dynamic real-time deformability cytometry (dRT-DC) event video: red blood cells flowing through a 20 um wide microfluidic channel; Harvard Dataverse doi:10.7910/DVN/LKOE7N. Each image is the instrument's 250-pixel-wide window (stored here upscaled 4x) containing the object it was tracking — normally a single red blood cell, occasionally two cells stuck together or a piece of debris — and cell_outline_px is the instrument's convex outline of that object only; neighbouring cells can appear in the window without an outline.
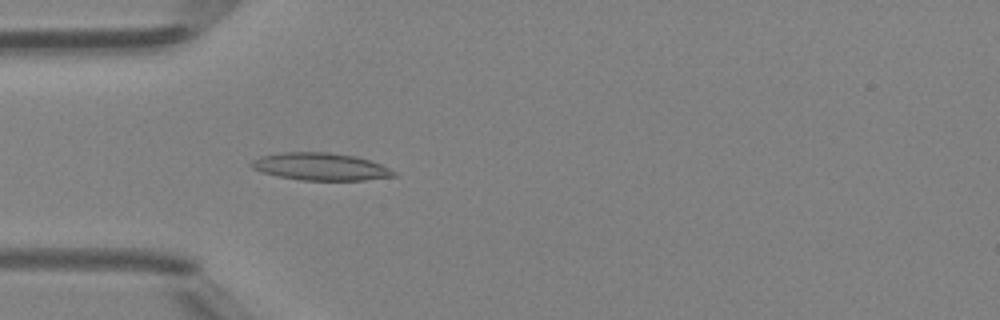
{"species": "Egyptian fruit bat (a non-hibernating species)", "species_latin": "Rousettus aegyptiacus", "temperature_condition": "room temperature", "stored_images_in_passage": 48, "camera_frame_rate_fps": 3000, "um_per_image_px": 0.085, "animal": {"sex": "female"}, "frame": {"image": 1, "passage_image": 15, "time_ms": 4.667, "image_size_px": [1000, 320], "cell_outline_px": [[396, 176], [364, 180], [300, 180], [280, 176], [264, 172], [252, 168], [248, 164], [252, 160], [260, 156], [280, 152], [328, 152], [356, 156], [380, 164], [396, 172]], "centroid_in_image_um": [27.22, 14.15], "position_along_channel_um": 57.8, "area_um2": 22.66}}
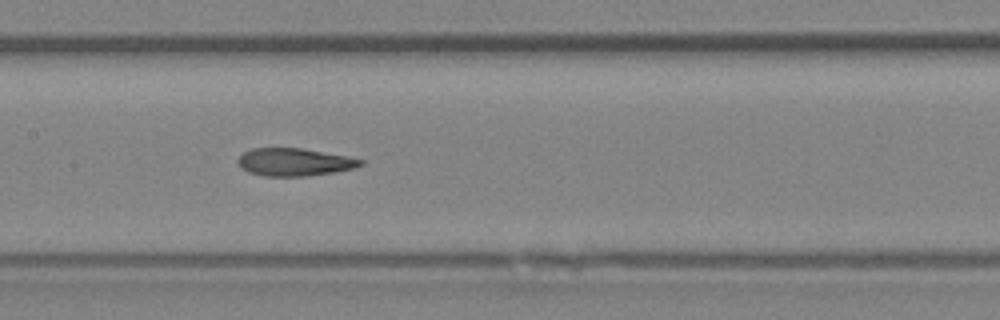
{"frame": {"image": 2, "passage_image": 24, "time_ms": 7.667, "image_size_px": [1000, 320], "cell_outline_px": [[364, 164], [356, 168], [332, 172], [304, 176], [264, 176], [248, 172], [240, 168], [236, 160], [244, 152], [252, 148], [300, 148], [344, 156], [364, 160]], "centroid_in_image_um": [24.98, 13.78], "position_along_channel_um": 182.4, "area_um2": 19.65}}
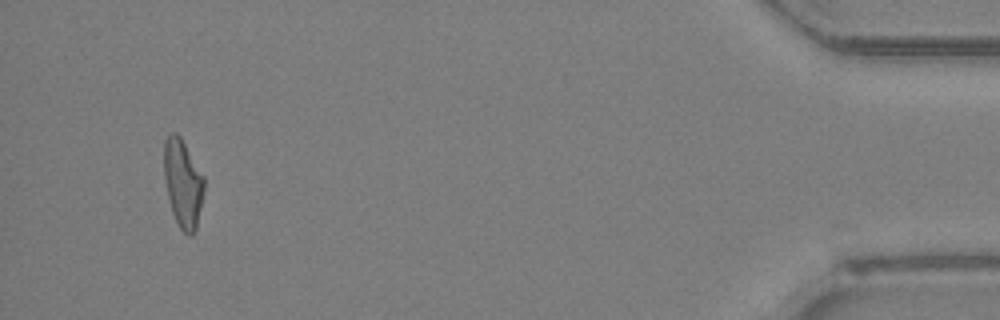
{"frame": {"image": 3, "passage_image": 46, "time_ms": 15.0, "image_size_px": [1000, 320], "cell_outline_px": [[204, 192], [196, 228], [192, 236], [188, 236], [180, 228], [172, 212], [164, 180], [164, 140], [172, 132], [176, 132], [180, 136], [204, 176]], "centroid_in_image_um": [15.54, 15.58], "position_along_channel_um": 419.7, "area_um2": 20.52}, "authors_computed_cell_mechanics": {"area_um2": 20.5768, "velocity_mm_per_s": 4.3051, "shape_relaxation_time_tau1_ms": 5.2711, "shape_relaxation_time_tau2_ms": 2.3074, "deformation_change_tau1": 0.1867, "deformation_change_tau2": 0.1165}}